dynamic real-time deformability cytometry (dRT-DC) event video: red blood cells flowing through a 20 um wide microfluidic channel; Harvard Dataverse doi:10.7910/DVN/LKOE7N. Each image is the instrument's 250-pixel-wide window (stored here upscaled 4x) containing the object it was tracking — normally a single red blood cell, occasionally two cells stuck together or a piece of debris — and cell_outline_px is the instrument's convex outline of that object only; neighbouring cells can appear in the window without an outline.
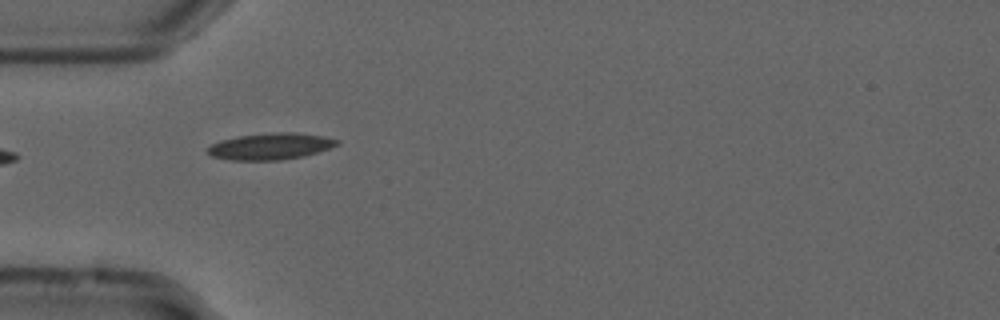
{"species": "common noctule bat (a hibernating species)", "species_latin": "Nyctalus noctula", "temperature_condition": "cold", "stored_images_in_passage": 7, "camera_frame_rate_fps": 3000, "um_per_image_px": 0.085, "animal": {"sex": "male", "forearm_length_mm": 52.5}, "frame": {"image": 1, "passage_image": 1, "time_ms": 0.0, "image_size_px": [1000, 320], "cell_outline_px": [[340, 144], [304, 156], [280, 160], [228, 160], [212, 156], [208, 152], [208, 148], [212, 144], [220, 140], [240, 136], [276, 132], [292, 132], [324, 136], [340, 140]], "centroid_in_image_um": [23.01, 12.44], "position_along_channel_um": 62.0, "area_um2": 19.83}}
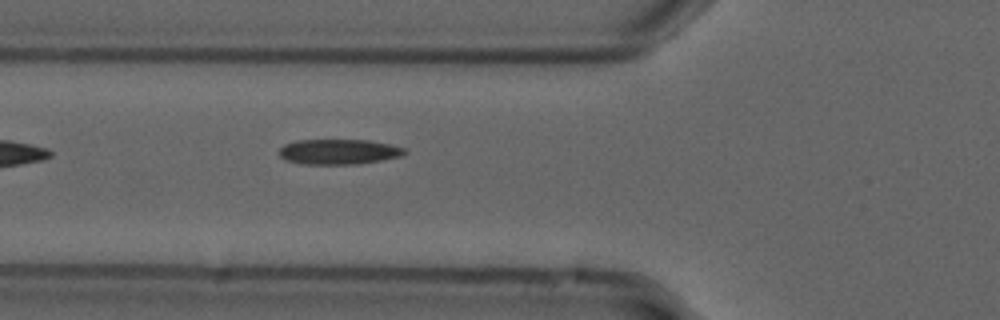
{"frame": {"image": 2, "passage_image": 4, "time_ms": 1.0, "image_size_px": [1000, 320], "cell_outline_px": [[408, 152], [400, 156], [380, 160], [356, 164], [304, 164], [284, 160], [280, 156], [280, 148], [284, 144], [296, 140], [368, 140], [388, 144], [404, 148]], "centroid_in_image_um": [28.76, 12.89], "position_along_channel_um": 97.0, "area_um2": 18.32}}